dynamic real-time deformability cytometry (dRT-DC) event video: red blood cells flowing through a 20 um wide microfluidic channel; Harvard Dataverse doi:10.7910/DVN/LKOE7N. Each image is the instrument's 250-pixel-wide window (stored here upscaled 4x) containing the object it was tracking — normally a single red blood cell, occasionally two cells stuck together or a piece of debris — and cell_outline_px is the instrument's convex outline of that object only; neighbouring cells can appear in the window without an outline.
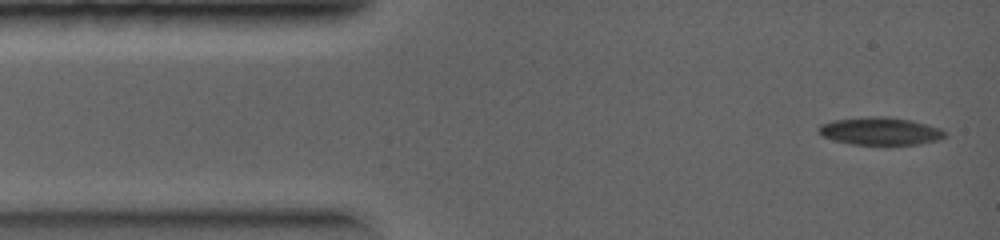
{"species": "common noctule bat (a hibernating species)", "species_latin": "Nyctalus noctula", "temperature_condition": "warm", "stored_images_in_passage": 12, "camera_frame_rate_fps": 5000, "um_per_image_px": 0.085, "animal": {"sex": "female", "body_mass_g": 19.0, "forearm_length_mm": 56.7}, "frame": {"image": 1, "passage_image": 1, "time_ms": 0.0, "image_size_px": [1000, 240], "cell_outline_px": [[944, 136], [940, 140], [920, 144], [888, 148], [852, 144], [832, 140], [816, 132], [816, 128], [820, 124], [832, 120], [868, 116], [888, 116], [912, 120], [928, 124], [940, 128], [944, 132]], "centroid_in_image_um": [74.81, 11.19], "position_along_channel_um": 10.2, "area_um2": 21.56}}
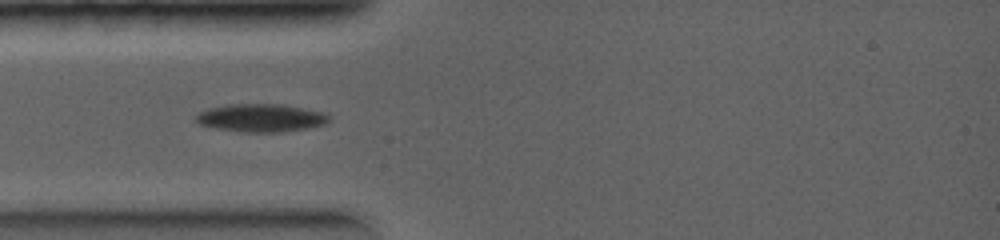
{"frame": {"image": 2, "passage_image": 6, "time_ms": 2.0, "image_size_px": [1000, 240], "cell_outline_px": [[328, 120], [324, 124], [308, 128], [280, 132], [240, 132], [216, 128], [200, 124], [196, 120], [196, 112], [208, 108], [224, 104], [284, 104], [324, 112], [328, 116]], "centroid_in_image_um": [22.14, 10.01], "position_along_channel_um": 62.9, "area_um2": 21.79}}
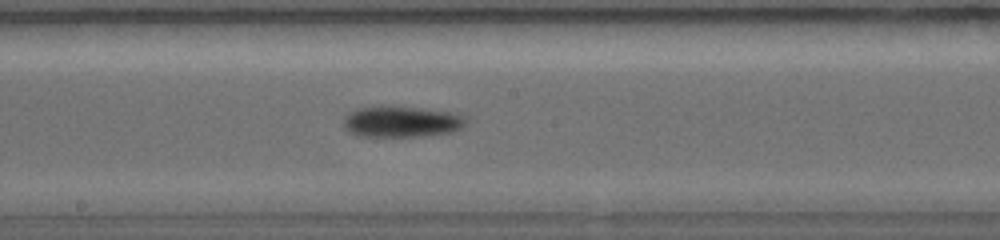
{"frame": {"image": 3, "passage_image": 12, "time_ms": 4.4, "image_size_px": [1000, 240], "cell_outline_px": [[468, 120], [464, 128], [452, 132], [424, 136], [360, 136], [348, 132], [344, 128], [344, 116], [348, 112], [360, 108], [420, 108], [448, 112], [468, 116]], "centroid_in_image_um": [34.19, 10.37], "position_along_channel_um": 214.0, "area_um2": 21.85}}